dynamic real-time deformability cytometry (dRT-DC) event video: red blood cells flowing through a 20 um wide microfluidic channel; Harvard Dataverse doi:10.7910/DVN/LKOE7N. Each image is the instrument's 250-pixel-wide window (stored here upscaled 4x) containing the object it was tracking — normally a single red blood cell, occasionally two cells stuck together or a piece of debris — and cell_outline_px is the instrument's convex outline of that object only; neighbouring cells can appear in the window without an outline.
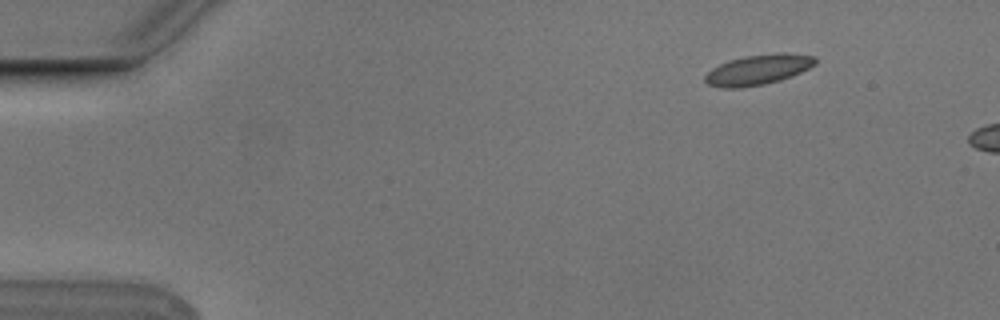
{"species": "Egyptian fruit bat (a non-hibernating species)", "species_latin": "Rousettus aegyptiacus", "temperature_condition": "cold", "stored_images_in_passage": 2, "camera_frame_rate_fps": 3000, "um_per_image_px": 0.085, "animal": {"sex": "male"}, "frame": {"image": 1, "passage_image": 1, "time_ms": 0.0, "image_size_px": [1000, 320], "cell_outline_px": [[816, 64], [792, 76], [780, 80], [764, 84], [740, 88], [720, 88], [708, 84], [704, 80], [704, 76], [712, 68], [728, 60], [744, 56], [776, 52], [784, 52], [816, 56]], "centroid_in_image_um": [64.43, 5.91], "position_along_channel_um": 20.6, "area_um2": 19.59}}